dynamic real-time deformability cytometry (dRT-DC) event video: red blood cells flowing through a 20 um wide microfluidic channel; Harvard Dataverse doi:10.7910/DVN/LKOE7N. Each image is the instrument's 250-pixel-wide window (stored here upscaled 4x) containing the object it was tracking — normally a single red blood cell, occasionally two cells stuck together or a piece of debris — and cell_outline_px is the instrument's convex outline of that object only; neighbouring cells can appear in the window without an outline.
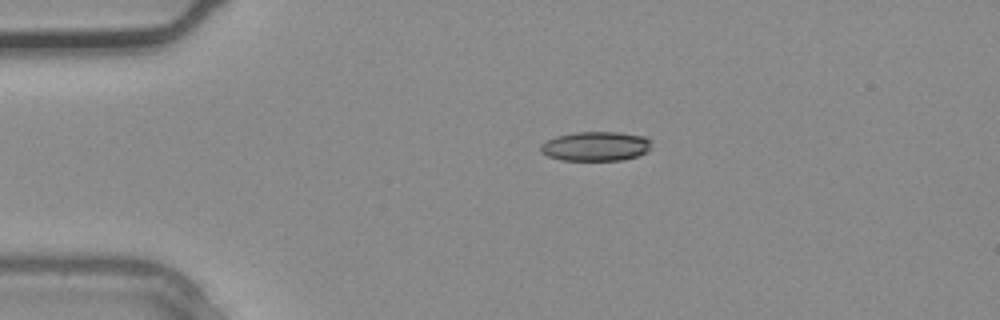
{"species": "common noctule bat (a hibernating species)", "species_latin": "Nyctalus noctula", "temperature_condition": "warm", "stored_images_in_passage": 4, "camera_frame_rate_fps": 3000, "um_per_image_px": 0.085, "animal": {"sex": "male", "body_mass_g": 20.4}, "frame": {"image": 1, "passage_image": 3, "time_ms": 0.667, "image_size_px": [1000, 320], "cell_outline_px": [[652, 140], [648, 152], [624, 160], [560, 160], [548, 156], [540, 152], [540, 144], [556, 136], [576, 132], [620, 132], [644, 136]], "centroid_in_image_um": [50.64, 12.43], "position_along_channel_um": 34.4, "area_um2": 19.13}}